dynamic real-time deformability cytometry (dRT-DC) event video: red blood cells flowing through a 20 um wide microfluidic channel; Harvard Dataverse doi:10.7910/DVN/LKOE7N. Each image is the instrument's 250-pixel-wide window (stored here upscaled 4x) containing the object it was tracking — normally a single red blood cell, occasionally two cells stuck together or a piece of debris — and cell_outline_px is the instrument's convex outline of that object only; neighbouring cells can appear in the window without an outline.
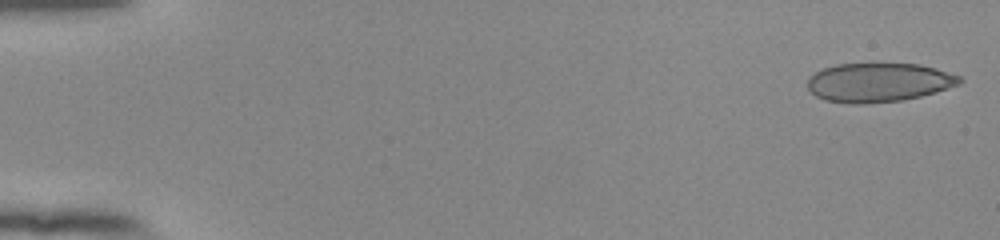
{"species": "human", "species_latin": "Homo sapiens", "temperature_condition": "room temperature", "stored_images_in_passage": 53, "camera_frame_rate_fps": 3000, "um_per_image_px": 0.085, "donor": {"sex": "female"}, "frame": {"image": 1, "passage_image": 1, "time_ms": 0.0, "image_size_px": [1000, 240], "cell_outline_px": [[956, 80], [940, 88], [916, 96], [892, 100], [832, 100], [824, 96], [816, 76], [820, 72], [828, 68], [848, 64], [908, 64], [932, 68], [952, 76]], "centroid_in_image_um": [74.8, 6.93], "position_along_channel_um": 10.2, "area_um2": 29.07}}
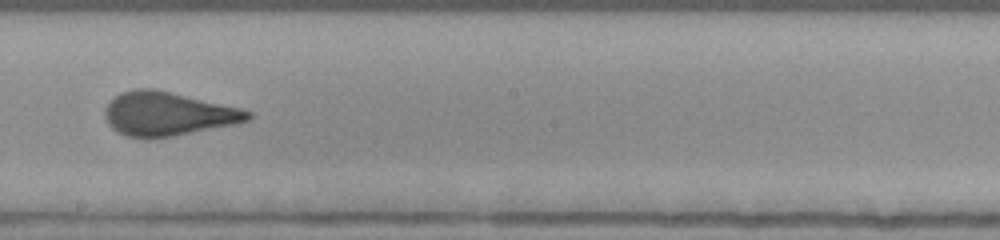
{"frame": {"image": 2, "passage_image": 31, "time_ms": 10.0, "image_size_px": [1000, 240], "cell_outline_px": [[248, 116], [240, 120], [156, 136], [140, 136], [128, 132], [120, 128], [112, 120], [112, 104], [120, 96], [132, 92], [156, 92], [248, 112]], "centroid_in_image_um": [14.24, 9.68], "position_along_channel_um": 234.0, "area_um2": 28.84}}
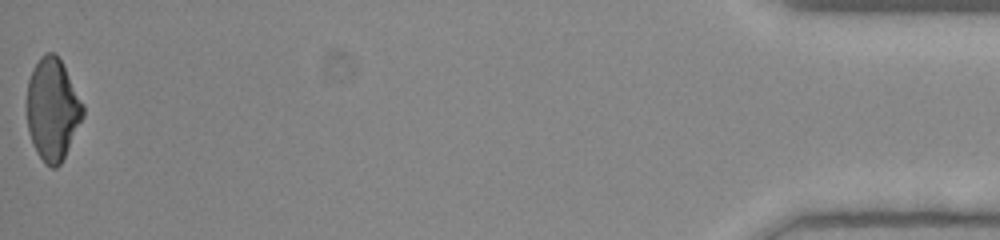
{"frame": {"image": 3, "passage_image": 53, "time_ms": 17.333, "image_size_px": [1000, 240], "cell_outline_px": [[84, 112], [60, 160], [56, 164], [48, 164], [40, 156], [32, 140], [28, 124], [28, 88], [32, 72], [36, 64], [44, 56], [56, 56], [60, 60], [84, 108]], "centroid_in_image_um": [4.45, 9.26], "position_along_channel_um": 430.8, "area_um2": 30.52}, "authors_computed_cell_mechanics": {"area_um2": 30.5473, "velocity_mm_per_s": 3.9062, "shape_relaxation_time_tau1_ms": null, "shape_relaxation_time_tau2_ms": 0.7141, "deformation_change_tau1": null, "deformation_change_tau2": 0.0803}}